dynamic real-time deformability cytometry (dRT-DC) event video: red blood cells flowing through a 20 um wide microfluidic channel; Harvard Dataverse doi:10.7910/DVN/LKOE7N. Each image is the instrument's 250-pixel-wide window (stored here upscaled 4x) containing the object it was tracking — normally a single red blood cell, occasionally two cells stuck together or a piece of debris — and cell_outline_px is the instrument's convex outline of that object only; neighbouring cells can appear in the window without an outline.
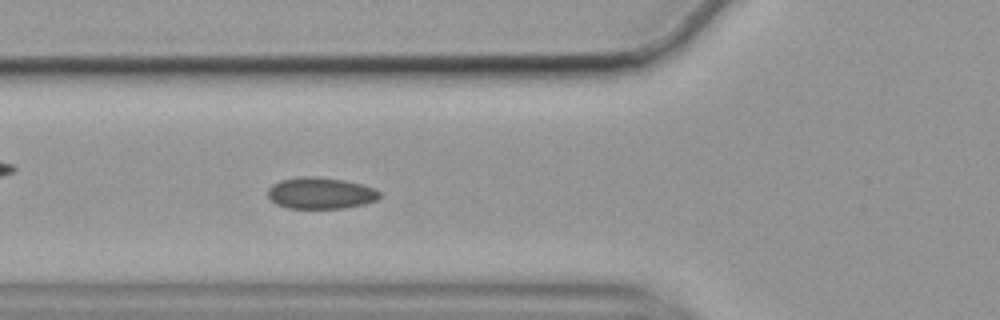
{"species": "common noctule bat (a hibernating species)", "species_latin": "Nyctalus noctula", "temperature_condition": "cold", "stored_images_in_passage": 56, "camera_frame_rate_fps": 3000, "um_per_image_px": 0.085, "animal": {"sex": "female", "body_mass_g": 19.9}, "frame": {"image": 1, "passage_image": 20, "time_ms": 6.333, "image_size_px": [1000, 320], "cell_outline_px": [[380, 196], [376, 200], [364, 204], [344, 208], [288, 208], [276, 204], [268, 196], [268, 188], [272, 184], [280, 180], [304, 176], [308, 176], [344, 180], [360, 184], [372, 188], [380, 192]], "centroid_in_image_um": [27.22, 16.42], "position_along_channel_um": 98.6, "area_um2": 20.29}}
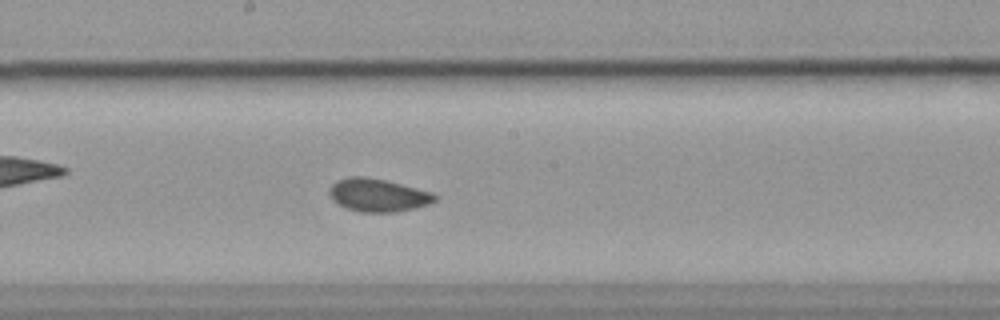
{"frame": {"image": 2, "passage_image": 30, "time_ms": 9.667, "image_size_px": [1000, 320], "cell_outline_px": [[436, 200], [428, 204], [416, 208], [396, 212], [360, 212], [344, 208], [332, 200], [328, 192], [332, 184], [336, 180], [348, 176], [364, 176], [384, 180], [432, 192], [436, 196]], "centroid_in_image_um": [32.08, 16.59], "position_along_channel_um": 216.1, "area_um2": 20.35}}
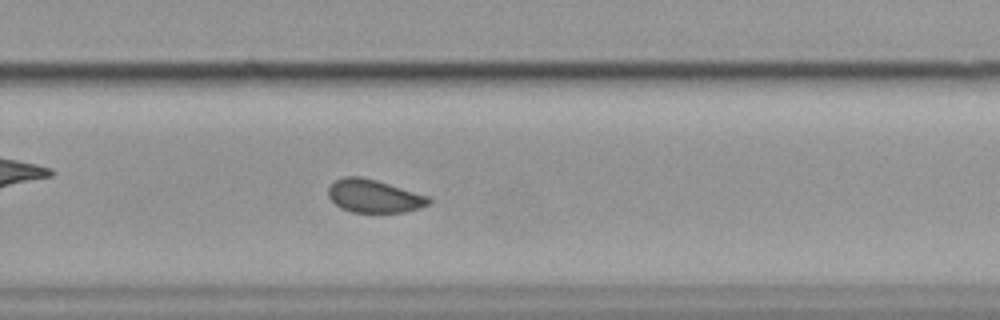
{"frame": {"image": 3, "passage_image": 37, "time_ms": 12.0, "image_size_px": [1000, 320], "cell_outline_px": [[432, 204], [420, 208], [404, 212], [352, 212], [340, 208], [328, 196], [328, 188], [336, 180], [344, 176], [360, 176], [376, 180], [432, 196]], "centroid_in_image_um": [31.86, 16.67], "position_along_channel_um": 297.9, "area_um2": 19.59}, "authors_computed_cell_mechanics": {"area_um2": 20.1433, "velocity_mm_per_s": 3.528, "shape_relaxation_time_tau1_ms": 5.4881, "shape_relaxation_time_tau2_ms": 1.2903, "deformation_change_tau1": 0.0918, "deformation_change_tau2": 0.0615}}